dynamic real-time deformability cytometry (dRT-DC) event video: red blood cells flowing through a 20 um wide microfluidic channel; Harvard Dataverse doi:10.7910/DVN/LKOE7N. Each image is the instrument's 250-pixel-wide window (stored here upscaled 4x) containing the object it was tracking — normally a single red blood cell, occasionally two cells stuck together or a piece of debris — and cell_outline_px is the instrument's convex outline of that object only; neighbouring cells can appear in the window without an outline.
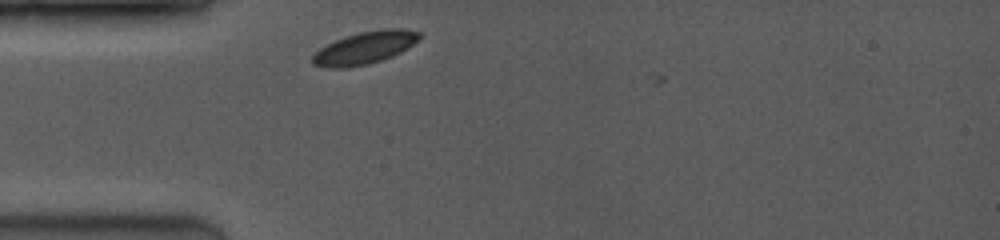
{"species": "common noctule bat (a hibernating species)", "species_latin": "Nyctalus noctula", "temperature_condition": "room temperature", "stored_images_in_passage": 3, "camera_frame_rate_fps": 3500, "um_per_image_px": 0.085, "animal": {"sex": "female", "body_mass_g": 19.0, "forearm_length_mm": 53.3}, "frame": {"image": 1, "passage_image": 2, "time_ms": 0.286, "image_size_px": [1000, 240], "cell_outline_px": [[420, 40], [408, 48], [392, 56], [368, 64], [344, 68], [332, 68], [312, 64], [312, 56], [320, 48], [344, 36], [360, 32], [380, 28], [400, 28], [420, 32]], "centroid_in_image_um": [31.03, 4.05], "position_along_channel_um": 54.0, "area_um2": 20.17}}